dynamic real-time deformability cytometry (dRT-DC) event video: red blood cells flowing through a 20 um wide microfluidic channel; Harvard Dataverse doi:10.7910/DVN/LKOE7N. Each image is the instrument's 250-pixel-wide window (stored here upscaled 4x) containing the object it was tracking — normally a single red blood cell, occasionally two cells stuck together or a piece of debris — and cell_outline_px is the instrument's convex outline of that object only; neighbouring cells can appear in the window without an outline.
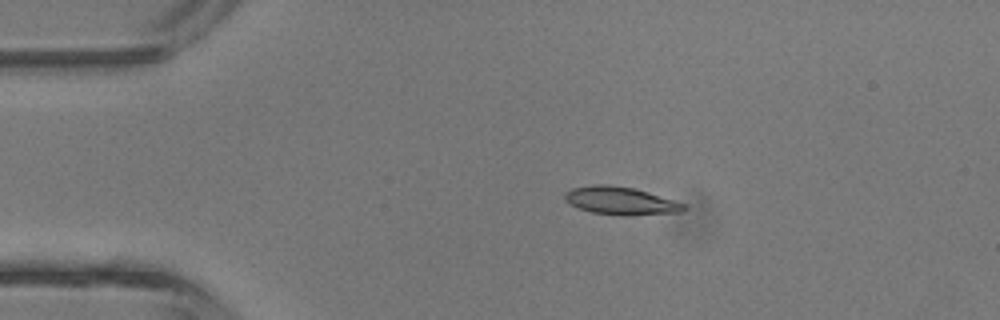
{"species": "common noctule bat (a hibernating species)", "species_latin": "Nyctalus noctula", "temperature_condition": "room temperature", "stored_images_in_passage": 3, "camera_frame_rate_fps": 3000, "um_per_image_px": 0.085, "animal": {"sex": "male", "body_mass_g": 13.3}, "frame": {"image": 1, "passage_image": 2, "time_ms": 2.0, "image_size_px": [1000, 320], "cell_outline_px": [[688, 208], [684, 212], [624, 216], [620, 216], [592, 212], [568, 204], [564, 200], [564, 192], [572, 188], [592, 184], [608, 184], [632, 188], [648, 192], [684, 204]], "centroid_in_image_um": [52.72, 17.07], "position_along_channel_um": 32.3, "area_um2": 19.48}}